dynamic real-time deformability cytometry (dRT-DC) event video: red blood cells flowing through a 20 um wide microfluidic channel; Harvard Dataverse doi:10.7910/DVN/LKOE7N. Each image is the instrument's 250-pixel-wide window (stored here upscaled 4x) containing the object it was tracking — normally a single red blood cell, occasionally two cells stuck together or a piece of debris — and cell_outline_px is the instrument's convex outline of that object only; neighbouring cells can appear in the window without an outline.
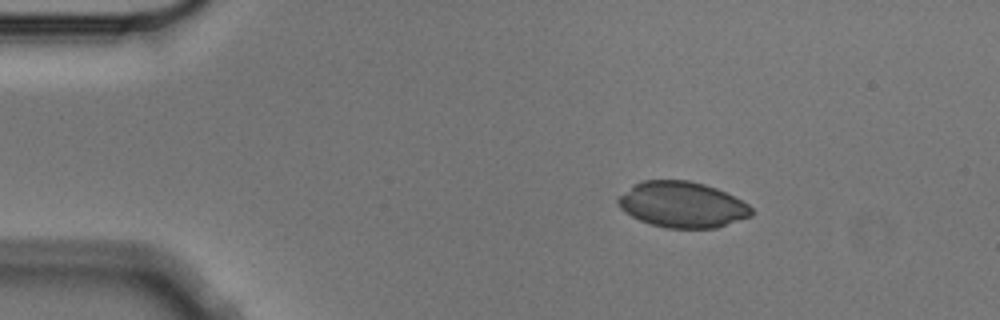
{"species": "Egyptian fruit bat (a non-hibernating species)", "species_latin": "Rousettus aegyptiacus", "temperature_condition": "cold", "stored_images_in_passage": 3, "camera_frame_rate_fps": 3000, "um_per_image_px": 0.085, "animal": {"sex": "male"}, "frame": {"image": 1, "passage_image": 1, "time_ms": 0.0, "image_size_px": [1000, 320], "cell_outline_px": [[752, 216], [716, 228], [668, 228], [652, 224], [640, 220], [624, 212], [616, 204], [616, 200], [620, 196], [636, 184], [644, 180], [688, 180], [704, 184], [716, 188], [748, 204], [752, 208]], "centroid_in_image_um": [57.99, 17.4], "position_along_channel_um": 27.0, "area_um2": 35.32}}